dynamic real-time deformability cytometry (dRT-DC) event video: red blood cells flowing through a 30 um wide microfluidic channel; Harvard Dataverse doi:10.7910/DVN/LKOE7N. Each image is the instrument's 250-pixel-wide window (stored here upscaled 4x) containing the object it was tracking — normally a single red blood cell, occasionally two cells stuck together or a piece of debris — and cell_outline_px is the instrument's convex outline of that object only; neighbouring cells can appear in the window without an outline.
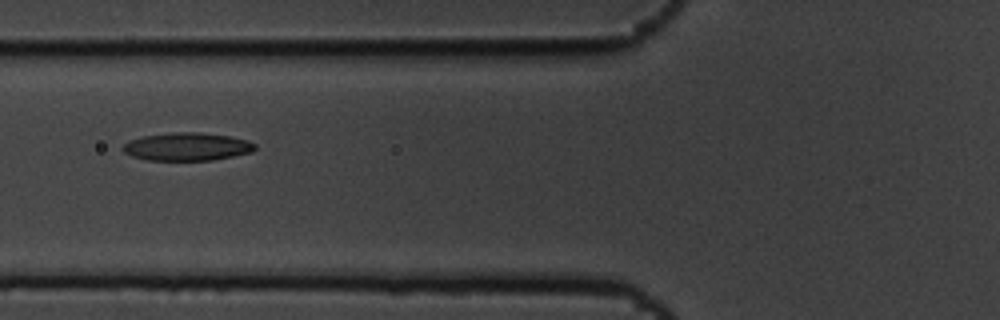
{"species": "common noctule bat (a hibernating species)", "species_latin": "Nyctalus noctula", "temperature_condition": "cold", "stored_images_in_passage": 11, "camera_frame_rate_fps": 3000, "um_per_image_px": 0.085, "animal": {"sex": "male", "body_mass_g": 19.5, "forearm_length_mm": 54.6}, "frame": {"image": 1, "passage_image": 2, "time_ms": 0.333, "image_size_px": [1000, 320], "cell_outline_px": [[256, 148], [252, 152], [212, 160], [148, 160], [132, 156], [124, 152], [120, 148], [128, 140], [144, 136], [172, 132], [200, 132], [228, 136], [248, 140], [256, 144]], "centroid_in_image_um": [15.88, 12.46], "position_along_channel_um": 109.9, "area_um2": 21.56}}
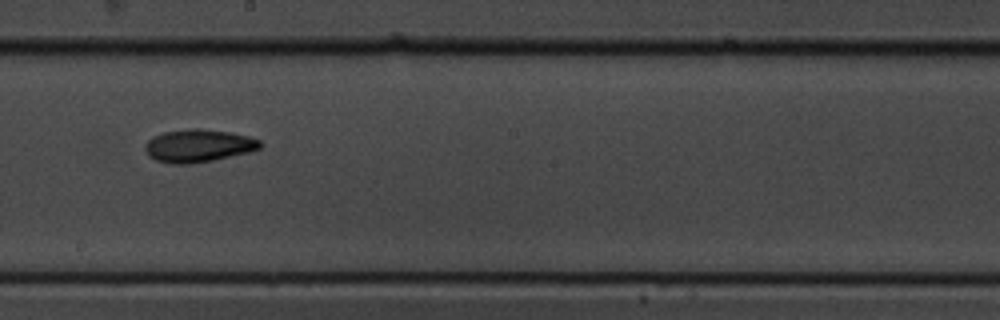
{"frame": {"image": 2, "passage_image": 5, "time_ms": 1.333, "image_size_px": [1000, 320], "cell_outline_px": [[264, 144], [260, 148], [248, 152], [212, 160], [192, 164], [172, 164], [156, 160], [148, 156], [144, 148], [148, 140], [152, 136], [164, 132], [192, 128], [200, 128], [232, 132], [248, 136], [260, 140]], "centroid_in_image_um": [16.86, 12.38], "position_along_channel_um": 231.3, "area_um2": 22.08}}
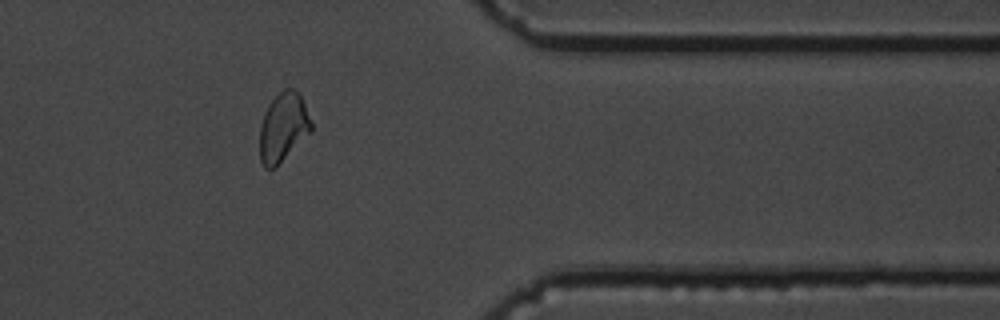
{"frame": {"image": 3, "passage_image": 9, "time_ms": 2.667, "image_size_px": [1000, 320], "cell_outline_px": [[312, 132], [276, 168], [264, 168], [260, 160], [260, 128], [268, 104], [284, 88], [292, 88], [300, 96], [304, 104], [312, 124]], "centroid_in_image_um": [24.08, 10.87], "position_along_channel_um": 387.3, "area_um2": 20.63}}